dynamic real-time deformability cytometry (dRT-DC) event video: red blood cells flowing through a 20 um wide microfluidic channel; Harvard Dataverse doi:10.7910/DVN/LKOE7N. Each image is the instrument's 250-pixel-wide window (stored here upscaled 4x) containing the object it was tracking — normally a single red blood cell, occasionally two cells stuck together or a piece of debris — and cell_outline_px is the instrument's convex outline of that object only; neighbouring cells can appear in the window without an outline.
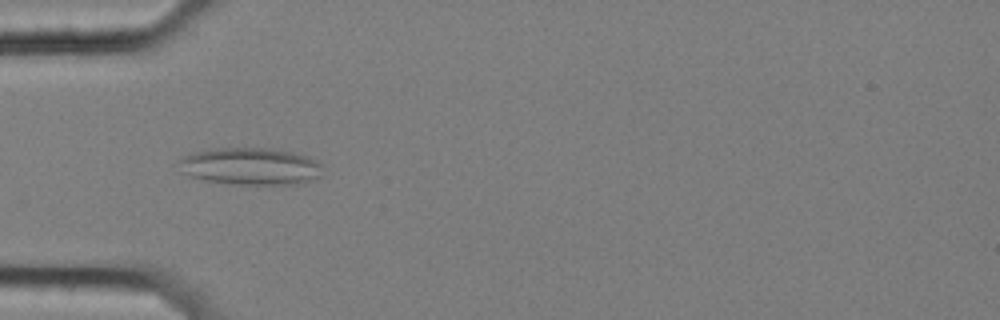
{"species": "common noctule bat (a hibernating species)", "species_latin": "Nyctalus noctula", "temperature_condition": "cold", "stored_images_in_passage": 12, "camera_frame_rate_fps": 3000, "um_per_image_px": 0.085, "animal": {"sex": "female", "body_mass_g": 25.1}, "frame": {"image": 1, "passage_image": 2, "time_ms": 0.333, "image_size_px": [1000, 320], "cell_outline_px": [[324, 176], [316, 180], [300, 184], [232, 184], [204, 180], [180, 172], [172, 164], [184, 156], [196, 152], [220, 148], [268, 148], [292, 152], [304, 156], [320, 164]], "centroid_in_image_um": [21.26, 14.15], "position_along_channel_um": 63.7, "area_um2": 31.44}}